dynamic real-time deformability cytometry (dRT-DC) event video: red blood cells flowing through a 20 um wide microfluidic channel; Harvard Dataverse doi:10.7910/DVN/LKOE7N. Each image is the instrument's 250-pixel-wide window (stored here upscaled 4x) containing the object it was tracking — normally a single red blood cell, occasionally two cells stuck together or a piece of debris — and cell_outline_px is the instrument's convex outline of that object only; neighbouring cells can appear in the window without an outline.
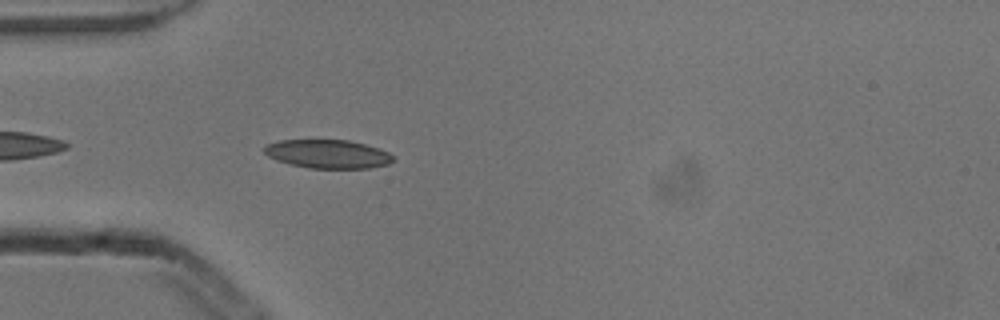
{"species": "common noctule bat (a hibernating species)", "species_latin": "Nyctalus noctula", "temperature_condition": "cold", "stored_images_in_passage": 40, "camera_frame_rate_fps": 3000, "um_per_image_px": 0.085, "animal": {"sex": "male", "body_mass_g": 13.3}, "frame": {"image": 1, "passage_image": 3, "time_ms": 0.667, "image_size_px": [1000, 320], "cell_outline_px": [[396, 160], [388, 164], [368, 168], [308, 168], [288, 164], [276, 160], [268, 156], [264, 152], [264, 148], [268, 144], [280, 140], [348, 140], [364, 144], [388, 152]], "centroid_in_image_um": [27.85, 13.09], "position_along_channel_um": 57.2, "area_um2": 21.39}}
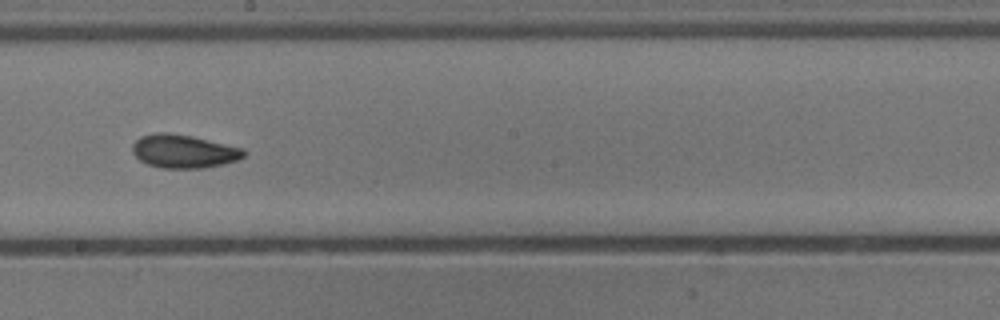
{"frame": {"image": 2, "passage_image": 17, "time_ms": 5.333, "image_size_px": [1000, 320], "cell_outline_px": [[244, 156], [236, 160], [224, 164], [204, 168], [160, 168], [148, 164], [140, 160], [132, 152], [132, 144], [140, 136], [156, 132], [168, 132], [192, 136], [244, 148]], "centroid_in_image_um": [15.59, 12.85], "position_along_channel_um": 232.6, "area_um2": 21.73}}
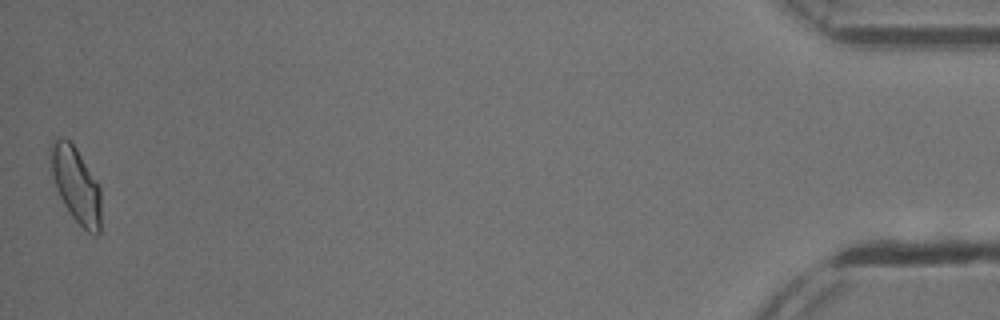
{"frame": {"image": 3, "passage_image": 40, "time_ms": 13.0, "image_size_px": [1000, 320], "cell_outline_px": [[100, 232], [96, 236], [88, 232], [72, 216], [64, 204], [56, 188], [52, 176], [52, 144], [60, 136], [64, 136], [76, 148], [96, 180], [100, 188]], "centroid_in_image_um": [6.49, 15.74], "position_along_channel_um": 428.7, "area_um2": 21.56}, "authors_computed_cell_mechanics": {"area_um2": 21.1548, "velocity_mm_per_s": 3.8533, "shape_relaxation_time_tau1_ms": 3.6444, "shape_relaxation_time_tau2_ms": 3.4199, "deformation_change_tau1": 0.1095, "deformation_change_tau2": 0.0883}}